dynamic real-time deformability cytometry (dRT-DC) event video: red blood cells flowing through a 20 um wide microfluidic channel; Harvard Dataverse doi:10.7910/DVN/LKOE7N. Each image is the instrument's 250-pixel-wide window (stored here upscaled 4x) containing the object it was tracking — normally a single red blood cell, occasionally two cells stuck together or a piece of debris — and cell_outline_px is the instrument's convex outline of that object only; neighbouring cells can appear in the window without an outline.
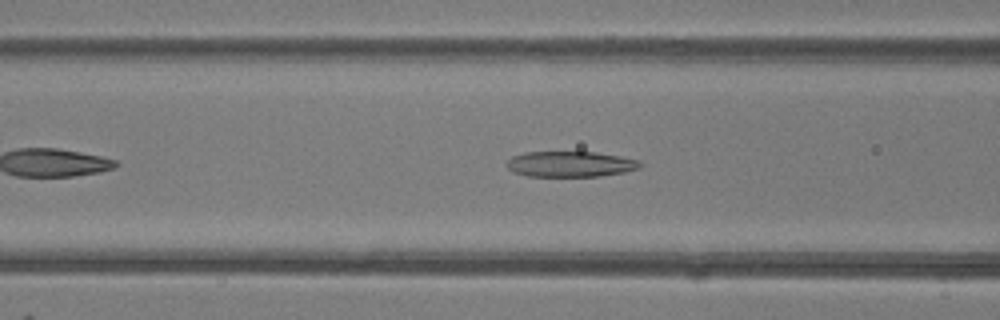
{"species": "common noctule bat (a hibernating species)", "species_latin": "Nyctalus noctula", "temperature_condition": "room temperature", "stored_images_in_passage": 35, "camera_frame_rate_fps": 3000, "um_per_image_px": 0.085, "animal": {"sex": "female"}, "frame": {"image": 1, "passage_image": 5, "time_ms": 1.333, "image_size_px": [1000, 320], "cell_outline_px": [[644, 164], [640, 168], [624, 172], [600, 176], [528, 176], [512, 172], [504, 164], [512, 156], [524, 152], [596, 152], [620, 156], [640, 160]], "centroid_in_image_um": [48.48, 13.94], "position_along_channel_um": 118.1, "area_um2": 20.11}}
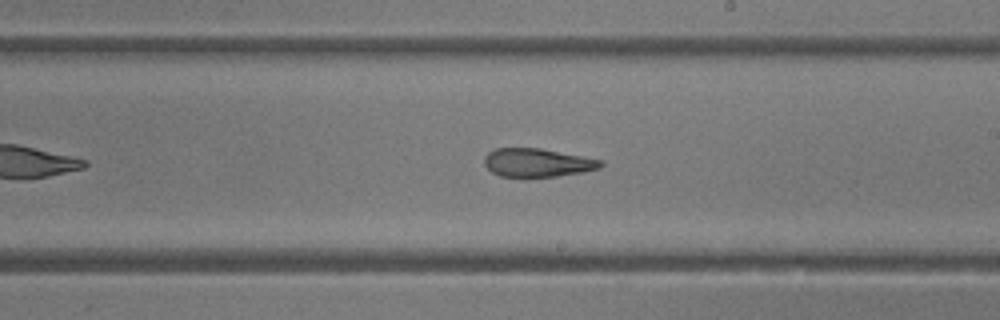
{"frame": {"image": 2, "passage_image": 14, "time_ms": 4.333, "image_size_px": [1000, 320], "cell_outline_px": [[604, 164], [600, 168], [584, 172], [556, 176], [500, 176], [492, 172], [484, 164], [484, 156], [488, 152], [496, 148], [540, 148], [584, 156], [604, 160]], "centroid_in_image_um": [45.71, 13.81], "position_along_channel_um": 243.3, "area_um2": 19.31}}
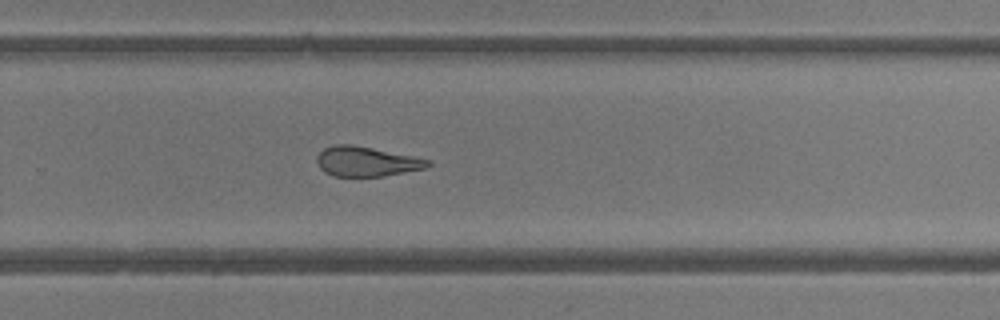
{"frame": {"image": 3, "passage_image": 18, "time_ms": 5.667, "image_size_px": [1000, 320], "cell_outline_px": [[432, 164], [424, 168], [384, 176], [332, 176], [324, 172], [320, 168], [316, 160], [316, 156], [324, 148], [332, 144], [352, 144], [432, 160]], "centroid_in_image_um": [31.11, 13.72], "position_along_channel_um": 298.7, "area_um2": 19.25}, "authors_computed_cell_mechanics": {"area_um2": 20.808, "velocity_mm_per_s": 4.1608, "shape_relaxation_time_tau1_ms": null, "shape_relaxation_time_tau2_ms": 3.07, "deformation_change_tau1": null, "deformation_change_tau2": 0.1336}}